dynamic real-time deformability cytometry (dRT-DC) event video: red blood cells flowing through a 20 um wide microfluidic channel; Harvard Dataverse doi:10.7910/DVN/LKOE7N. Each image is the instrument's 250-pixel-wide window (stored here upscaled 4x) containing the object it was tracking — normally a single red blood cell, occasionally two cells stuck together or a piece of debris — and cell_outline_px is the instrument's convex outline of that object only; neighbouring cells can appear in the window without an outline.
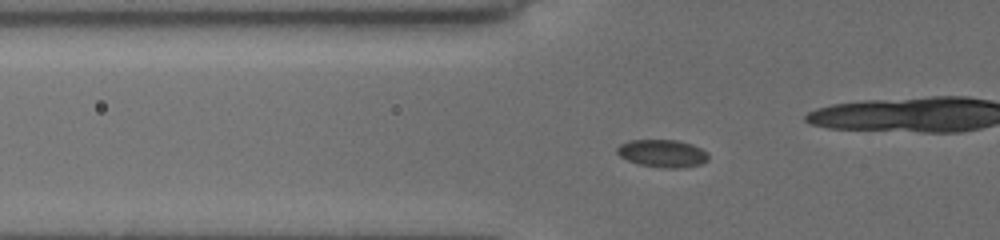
{"species": "common noctule bat (a hibernating species)", "species_latin": "Nyctalus noctula", "temperature_condition": "cold", "stored_images_in_passage": 52, "camera_frame_rate_fps": 3000, "um_per_image_px": 0.085, "animal": {"sex": "female", "body_mass_g": 19.5, "forearm_length_mm": 54.1}, "frame": {"image": 1, "passage_image": 17, "time_ms": 5.333, "image_size_px": [1000, 240], "cell_outline_px": [[708, 160], [700, 164], [684, 168], [664, 168], [640, 164], [628, 160], [620, 156], [616, 152], [616, 148], [620, 144], [628, 140], [676, 140], [692, 144], [708, 152]], "centroid_in_image_um": [56.31, 13.04], "position_along_channel_um": 69.5, "area_um2": 14.74}}
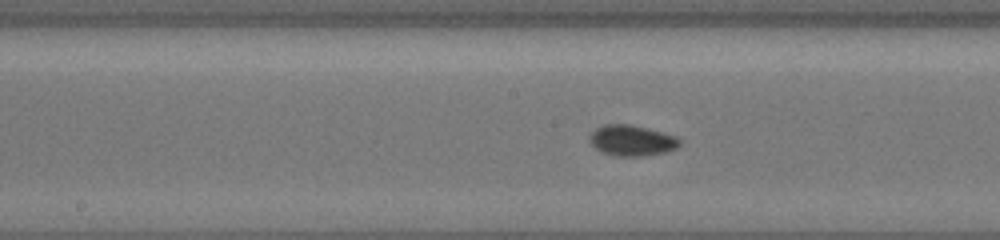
{"frame": {"image": 2, "passage_image": 27, "time_ms": 8.667, "image_size_px": [1000, 240], "cell_outline_px": [[680, 144], [676, 148], [664, 152], [644, 156], [616, 156], [604, 152], [596, 148], [588, 140], [588, 136], [596, 128], [604, 124], [628, 124], [664, 132], [676, 136], [680, 140]], "centroid_in_image_um": [53.69, 11.93], "position_along_channel_um": 194.5, "area_um2": 16.07}}
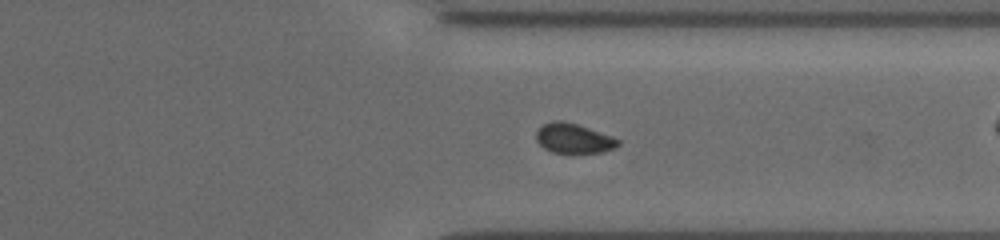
{"frame": {"image": 3, "passage_image": 40, "time_ms": 13.0, "image_size_px": [1000, 240], "cell_outline_px": [[620, 144], [616, 148], [600, 152], [552, 152], [544, 148], [536, 140], [536, 132], [544, 124], [552, 120], [564, 120], [612, 136], [620, 140]], "centroid_in_image_um": [48.76, 11.75], "position_along_channel_um": 362.6, "area_um2": 14.05}, "authors_computed_cell_mechanics": {"area_um2": 14.739, "velocity_mm_per_s": 3.8799, "shape_relaxation_time_tau1_ms": 3.8414, "shape_relaxation_time_tau2_ms": null, "deformation_change_tau1": 0.047, "deformation_change_tau2": null}}